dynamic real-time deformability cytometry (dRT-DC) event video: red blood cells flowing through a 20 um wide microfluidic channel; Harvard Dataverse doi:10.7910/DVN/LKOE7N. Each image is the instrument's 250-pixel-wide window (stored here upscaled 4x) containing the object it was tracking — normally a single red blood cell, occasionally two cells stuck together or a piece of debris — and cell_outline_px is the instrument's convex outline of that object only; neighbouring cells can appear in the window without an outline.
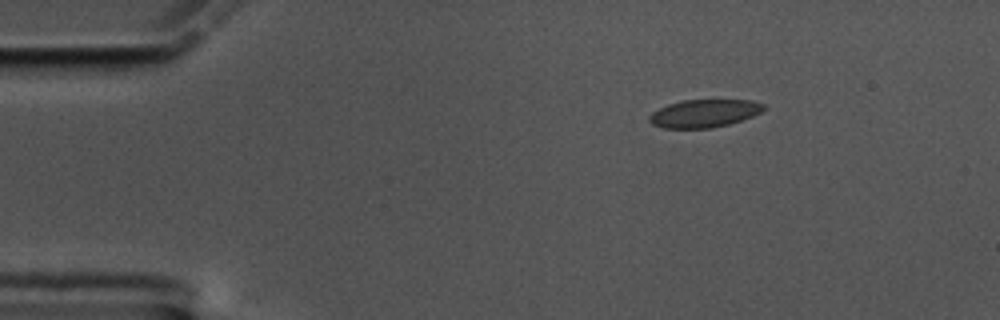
{"species": "common noctule bat (a hibernating species)", "species_latin": "Nyctalus noctula", "temperature_condition": "cold", "stored_images_in_passage": 49, "camera_frame_rate_fps": 3000, "um_per_image_px": 0.085, "animal": {"sex": "male", "body_mass_g": 17.5, "forearm_length_mm": 52.3}, "frame": {"image": 1, "passage_image": 1, "time_ms": 0.0, "image_size_px": [1000, 320], "cell_outline_px": [[764, 108], [760, 112], [752, 116], [728, 124], [712, 128], [664, 128], [652, 124], [648, 120], [648, 116], [652, 112], [668, 104], [684, 100], [752, 100], [764, 104]], "centroid_in_image_um": [59.82, 9.64], "position_along_channel_um": 25.2, "area_um2": 18.44}}
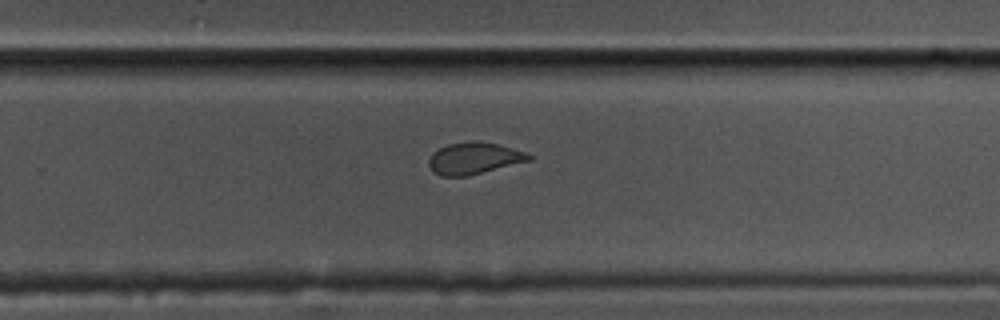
{"frame": {"image": 2, "passage_image": 29, "time_ms": 9.333, "image_size_px": [1000, 320], "cell_outline_px": [[532, 160], [468, 176], [440, 176], [432, 172], [428, 164], [428, 160], [432, 152], [448, 144], [480, 140], [500, 144], [524, 152], [532, 156]], "centroid_in_image_um": [40.28, 13.46], "position_along_channel_um": 289.5, "area_um2": 18.67}}
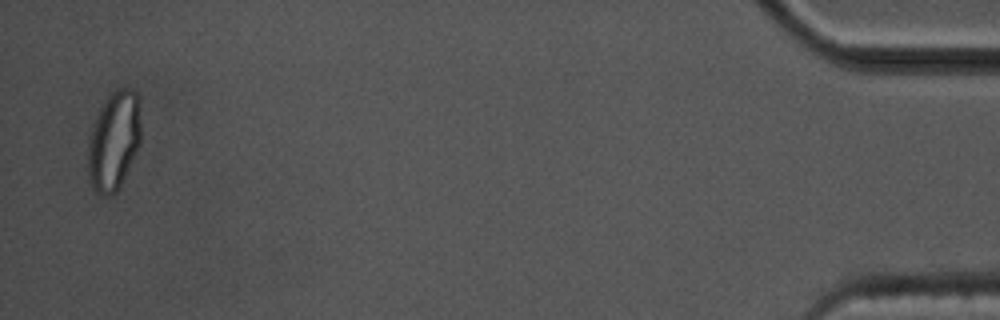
{"frame": {"image": 3, "passage_image": 48, "time_ms": 15.667, "image_size_px": [1000, 320], "cell_outline_px": [[140, 144], [116, 192], [108, 196], [104, 196], [96, 192], [92, 188], [88, 180], [88, 140], [92, 124], [100, 108], [108, 96], [112, 92], [120, 88], [128, 88], [136, 92], [140, 108]], "centroid_in_image_um": [9.66, 11.97], "position_along_channel_um": 425.5, "area_um2": 30.52}, "authors_computed_cell_mechanics": {"area_um2": 19.2474, "velocity_mm_per_s": 3.5277, "shape_relaxation_time_tau1_ms": null, "shape_relaxation_time_tau2_ms": 1.0743, "deformation_change_tau1": null, "deformation_change_tau2": 0.0552}}